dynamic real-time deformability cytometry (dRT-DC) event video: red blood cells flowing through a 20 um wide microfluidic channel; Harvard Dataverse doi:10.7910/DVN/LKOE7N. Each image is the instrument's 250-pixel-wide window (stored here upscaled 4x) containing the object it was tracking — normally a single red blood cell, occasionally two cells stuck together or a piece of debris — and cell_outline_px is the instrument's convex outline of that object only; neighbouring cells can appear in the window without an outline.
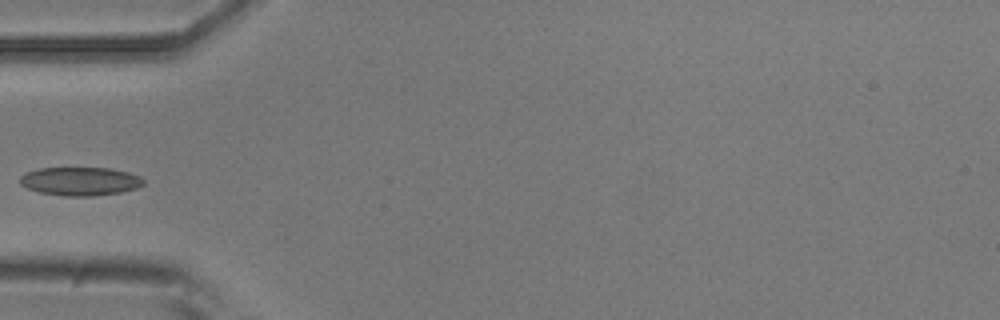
{"species": "common noctule bat (a hibernating species)", "species_latin": "Nyctalus noctula", "temperature_condition": "room temperature", "stored_images_in_passage": 5, "camera_frame_rate_fps": 3000, "um_per_image_px": 0.085, "animal": {"sex": "male", "body_mass_g": 20.5, "forearm_length_mm": 52.5}, "frame": {"image": 1, "passage_image": 5, "time_ms": 4.333, "image_size_px": [1000, 320], "cell_outline_px": [[144, 184], [136, 188], [120, 192], [92, 196], [64, 196], [40, 192], [28, 188], [20, 184], [20, 176], [28, 172], [40, 168], [108, 168], [128, 172], [140, 176], [144, 180]], "centroid_in_image_um": [6.83, 15.41], "position_along_channel_um": 78.2, "area_um2": 20.35}}